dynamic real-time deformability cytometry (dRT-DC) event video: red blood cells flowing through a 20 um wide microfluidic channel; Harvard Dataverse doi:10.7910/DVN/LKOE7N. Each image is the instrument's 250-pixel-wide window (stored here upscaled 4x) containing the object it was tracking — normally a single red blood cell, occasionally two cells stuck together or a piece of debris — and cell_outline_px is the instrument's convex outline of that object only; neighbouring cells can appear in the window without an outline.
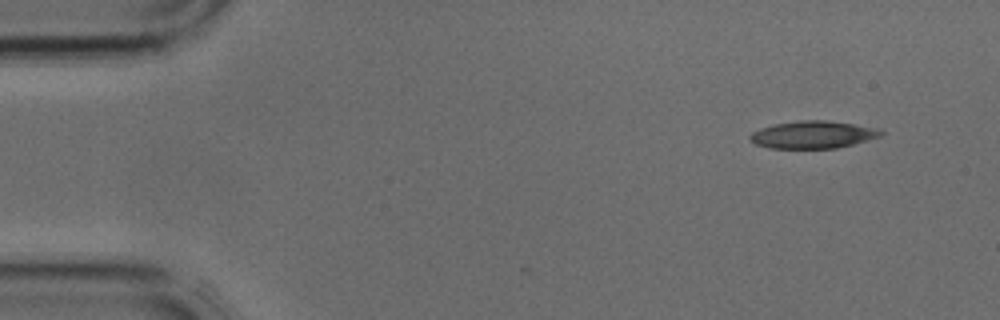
{"species": "common noctule bat (a hibernating species)", "species_latin": "Nyctalus noctula", "temperature_condition": "cold", "stored_images_in_passage": 5, "segment_of_instrument_passage": [2, 2], "camera_frame_rate_fps": 3000, "um_per_image_px": 0.085, "animal": {"sex": "male", "body_mass_g": 17.9, "forearm_length_mm": 54.2}, "frame": {"image": 1, "passage_image": 5, "time_ms": 1.333, "image_size_px": [1000, 320], "cell_outline_px": [[884, 132], [880, 136], [852, 144], [836, 148], [768, 148], [756, 144], [748, 136], [752, 132], [760, 128], [776, 124], [800, 120], [828, 120], [876, 128]], "centroid_in_image_um": [69.07, 11.44], "position_along_channel_um": 15.9, "area_um2": 20.63}}